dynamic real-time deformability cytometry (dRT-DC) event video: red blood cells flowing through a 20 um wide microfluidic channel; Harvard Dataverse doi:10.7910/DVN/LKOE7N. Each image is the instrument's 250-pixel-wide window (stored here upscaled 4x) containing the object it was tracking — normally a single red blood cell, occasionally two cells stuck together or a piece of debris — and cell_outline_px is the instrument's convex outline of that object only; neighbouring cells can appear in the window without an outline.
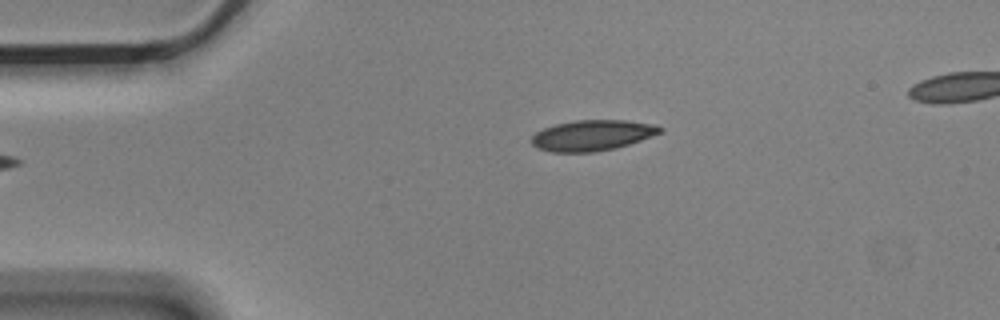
{"species": "Egyptian fruit bat (a non-hibernating species)", "species_latin": "Rousettus aegyptiacus", "temperature_condition": "cold", "stored_images_in_passage": 2, "camera_frame_rate_fps": 3000, "um_per_image_px": 0.085, "animal": {"sex": "male"}, "frame": {"image": 1, "passage_image": 2, "time_ms": 0.333, "image_size_px": [1000, 320], "cell_outline_px": [[664, 132], [616, 148], [596, 152], [552, 152], [536, 148], [532, 144], [532, 136], [536, 132], [544, 128], [556, 124], [576, 120], [624, 120], [656, 124], [664, 128]], "centroid_in_image_um": [50.37, 11.5], "position_along_channel_um": 34.6, "area_um2": 23.06}}